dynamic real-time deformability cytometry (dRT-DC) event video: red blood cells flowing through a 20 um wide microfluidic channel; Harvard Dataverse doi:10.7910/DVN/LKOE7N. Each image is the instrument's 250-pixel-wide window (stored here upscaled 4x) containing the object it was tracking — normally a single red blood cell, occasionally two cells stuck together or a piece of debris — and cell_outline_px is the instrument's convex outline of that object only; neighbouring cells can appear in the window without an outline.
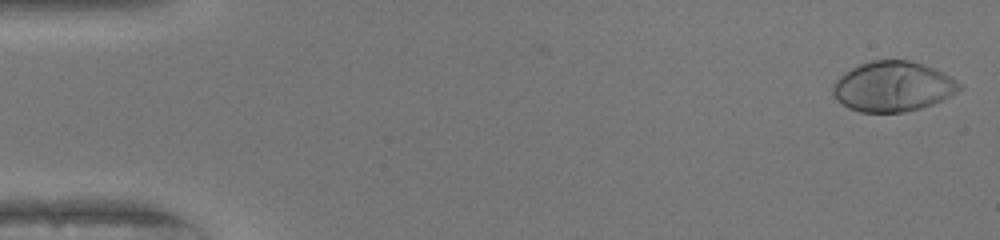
{"species": "human", "species_latin": "Homo sapiens", "temperature_condition": "warm", "stored_images_in_passage": 50, "camera_frame_rate_fps": 3000, "um_per_image_px": 0.085, "donor": {"sex": "female"}, "frame": {"image": 1, "passage_image": 1, "time_ms": 0.0, "image_size_px": [1000, 240], "cell_outline_px": [[964, 88], [932, 104], [920, 108], [904, 112], [860, 112], [848, 108], [836, 100], [832, 92], [832, 84], [840, 76], [852, 68], [860, 64], [872, 60], [908, 60], [944, 72], [964, 84]], "centroid_in_image_um": [75.89, 7.35], "position_along_channel_um": 9.1, "area_um2": 36.93}}
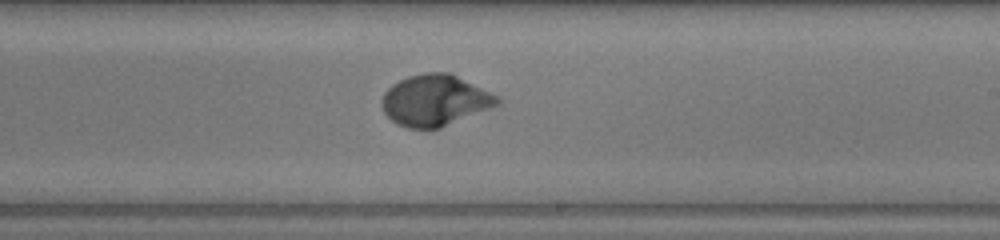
{"frame": {"image": 2, "passage_image": 30, "time_ms": 9.667, "image_size_px": [1000, 240], "cell_outline_px": [[504, 100], [500, 104], [492, 108], [440, 128], [408, 128], [392, 120], [384, 112], [384, 92], [392, 84], [408, 76], [424, 72], [448, 72], [500, 96]], "centroid_in_image_um": [37.04, 8.52], "position_along_channel_um": 252.0, "area_um2": 34.28}}
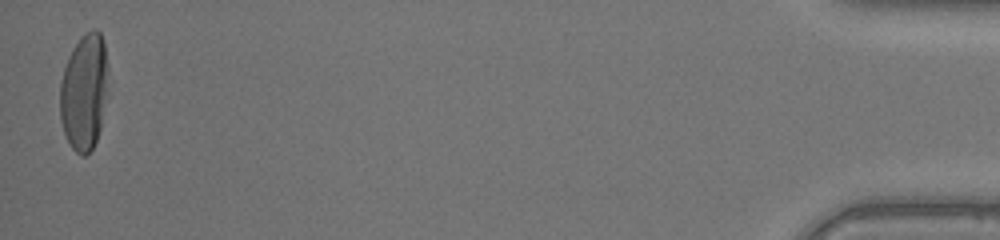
{"frame": {"image": 3, "passage_image": 50, "time_ms": 16.333, "image_size_px": [1000, 240], "cell_outline_px": [[108, 72], [100, 128], [96, 140], [92, 148], [84, 156], [80, 156], [72, 148], [64, 132], [60, 120], [60, 84], [64, 68], [68, 56], [72, 48], [84, 32], [92, 28], [96, 28], [100, 32], [104, 40]], "centroid_in_image_um": [7.14, 7.76], "position_along_channel_um": 428.1, "area_um2": 32.6}, "authors_computed_cell_mechanics": {"area_um2": 33.8708, "velocity_mm_per_s": 4.0792, "shape_relaxation_time_tau1_ms": 3.2828, "shape_relaxation_time_tau2_ms": null, "deformation_change_tau1": 0.2383, "deformation_change_tau2": null}}